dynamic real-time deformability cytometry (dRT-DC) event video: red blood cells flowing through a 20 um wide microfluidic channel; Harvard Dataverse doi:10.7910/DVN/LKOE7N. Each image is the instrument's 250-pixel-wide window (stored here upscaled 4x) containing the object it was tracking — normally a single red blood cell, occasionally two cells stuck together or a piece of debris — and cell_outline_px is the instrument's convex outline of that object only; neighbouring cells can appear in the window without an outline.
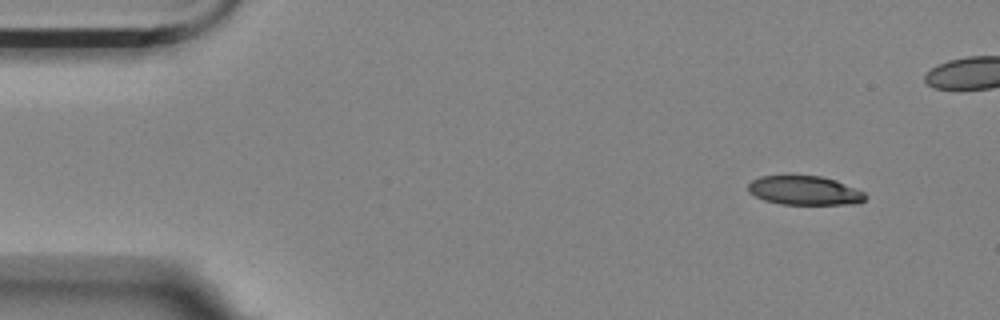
{"species": "Egyptian fruit bat (a non-hibernating species)", "species_latin": "Rousettus aegyptiacus", "temperature_condition": "room temperature", "stored_images_in_passage": 5, "camera_frame_rate_fps": 3000, "um_per_image_px": 0.085, "animal": {"sex": "female"}, "frame": {"image": 1, "passage_image": 1, "time_ms": 0.0, "image_size_px": [1000, 320], "cell_outline_px": [[868, 196], [860, 204], [780, 204], [764, 200], [748, 192], [748, 184], [752, 180], [760, 176], [820, 176], [836, 180], [864, 192]], "centroid_in_image_um": [68.4, 16.2], "position_along_channel_um": 16.6, "area_um2": 19.83}}